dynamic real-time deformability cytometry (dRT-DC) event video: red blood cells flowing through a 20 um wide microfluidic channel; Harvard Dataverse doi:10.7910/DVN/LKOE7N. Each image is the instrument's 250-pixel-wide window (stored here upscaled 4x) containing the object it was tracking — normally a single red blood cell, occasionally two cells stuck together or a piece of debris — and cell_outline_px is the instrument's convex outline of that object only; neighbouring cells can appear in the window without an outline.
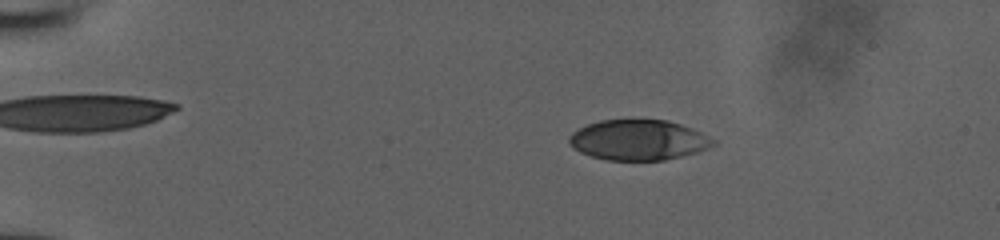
{"species": "human", "species_latin": "Homo sapiens", "temperature_condition": "room temperature", "stored_images_in_passage": 52, "camera_frame_rate_fps": 3000, "um_per_image_px": 0.085, "donor": {"sex": "male"}, "frame": {"image": 1, "passage_image": 11, "time_ms": 3.333, "image_size_px": [1000, 240], "cell_outline_px": [[716, 144], [708, 148], [696, 152], [664, 160], [604, 160], [580, 152], [572, 148], [568, 140], [568, 136], [572, 132], [588, 124], [600, 120], [668, 120], [692, 128], [716, 140]], "centroid_in_image_um": [54.25, 11.9], "position_along_channel_um": 30.8, "area_um2": 33.81}}
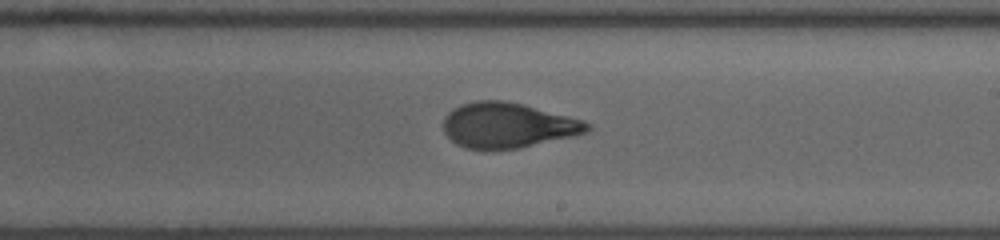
{"frame": {"image": 2, "passage_image": 33, "time_ms": 10.667, "image_size_px": [1000, 240], "cell_outline_px": [[592, 128], [588, 132], [572, 136], [520, 148], [496, 152], [484, 152], [464, 148], [456, 144], [444, 132], [444, 116], [448, 112], [460, 104], [476, 100], [504, 100], [524, 104], [580, 120], [592, 124]], "centroid_in_image_um": [43.11, 10.69], "position_along_channel_um": 245.9, "area_um2": 38.55}}
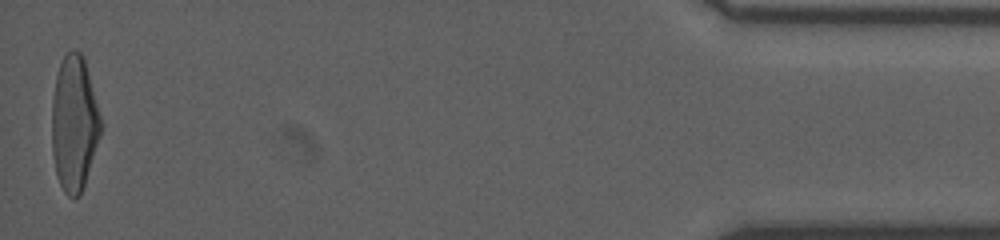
{"frame": {"image": 3, "passage_image": 52, "time_ms": 17.0, "image_size_px": [1000, 240], "cell_outline_px": [[104, 124], [80, 196], [72, 200], [64, 192], [56, 176], [52, 152], [52, 100], [56, 76], [60, 64], [64, 56], [72, 48], [80, 52], [84, 56]], "centroid_in_image_um": [6.32, 10.49], "position_along_channel_um": 428.9, "area_um2": 39.13}}